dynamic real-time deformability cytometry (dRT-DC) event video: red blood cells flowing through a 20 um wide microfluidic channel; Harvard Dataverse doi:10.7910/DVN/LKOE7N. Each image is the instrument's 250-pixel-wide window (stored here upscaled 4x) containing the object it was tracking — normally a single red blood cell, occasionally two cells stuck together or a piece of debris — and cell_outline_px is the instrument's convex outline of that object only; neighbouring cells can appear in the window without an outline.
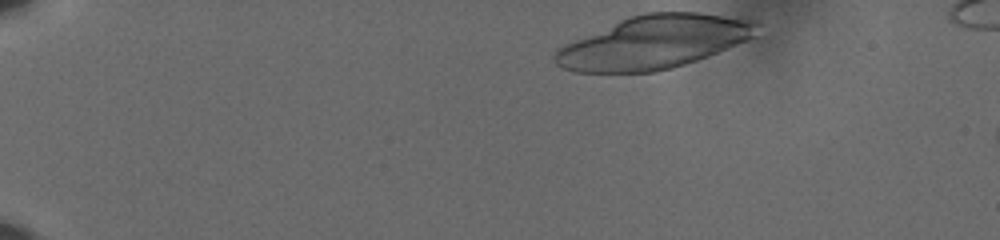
{"species": "human", "species_latin": "Homo sapiens", "temperature_condition": "cold", "stored_images_in_passage": 44, "camera_frame_rate_fps": 3000, "um_per_image_px": 0.085, "donor": {"sex": "male"}, "frame": {"image": 1, "passage_image": 1, "time_ms": 0.0, "image_size_px": [1000, 240], "cell_outline_px": [[760, 24], [756, 36], [708, 56], [672, 68], [656, 72], [576, 72], [564, 68], [556, 64], [552, 56], [556, 48], [564, 44], [628, 16], [644, 12], [696, 12], [756, 20]], "centroid_in_image_um": [55.57, 3.58], "position_along_channel_um": 29.4, "area_um2": 62.54}}